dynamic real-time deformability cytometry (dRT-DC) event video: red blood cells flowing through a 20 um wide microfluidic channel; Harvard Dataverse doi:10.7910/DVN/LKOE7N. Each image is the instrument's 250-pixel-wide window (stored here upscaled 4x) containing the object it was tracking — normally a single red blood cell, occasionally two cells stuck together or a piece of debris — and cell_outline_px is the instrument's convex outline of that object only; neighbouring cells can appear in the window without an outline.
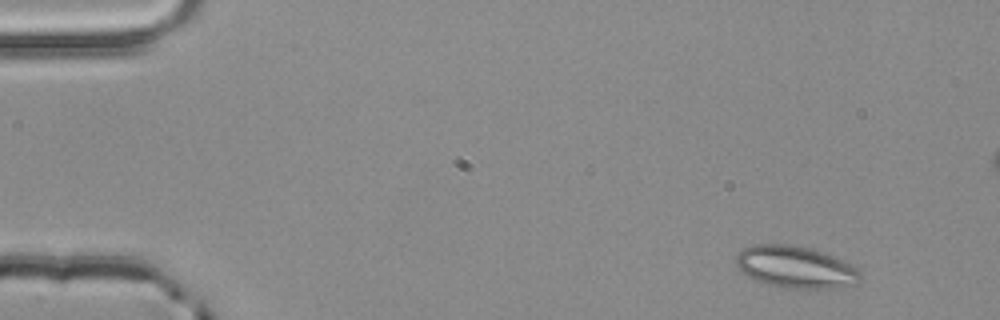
{"species": "common noctule bat (a hibernating species)", "species_latin": "Nyctalus noctula", "temperature_condition": "room temperature", "stored_images_in_passage": 4, "camera_frame_rate_fps": 3000, "um_per_image_px": 0.085, "animal": {"sex": "male", "body_mass_g": 20.4}, "frame": {"image": 1, "passage_image": 1, "time_ms": 0.0, "image_size_px": [1000, 320], "cell_outline_px": [[860, 276], [856, 284], [840, 288], [784, 288], [768, 284], [756, 280], [748, 276], [736, 264], [736, 256], [744, 248], [756, 244], [788, 244], [808, 248], [832, 256], [856, 268], [860, 272]], "centroid_in_image_um": [67.61, 22.71], "position_along_channel_um": 17.4, "area_um2": 29.88}}